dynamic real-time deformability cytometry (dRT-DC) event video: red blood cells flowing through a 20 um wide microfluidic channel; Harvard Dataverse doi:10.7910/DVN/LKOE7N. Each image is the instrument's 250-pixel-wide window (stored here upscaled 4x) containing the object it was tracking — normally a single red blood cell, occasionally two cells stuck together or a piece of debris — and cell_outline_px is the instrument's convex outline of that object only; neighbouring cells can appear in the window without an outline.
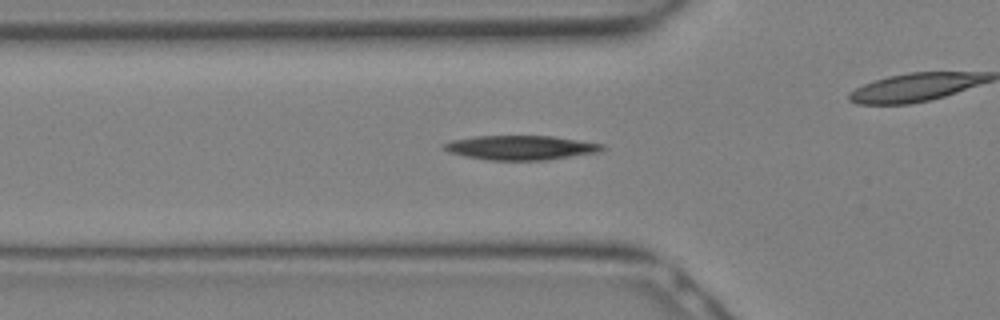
{"species": "Egyptian fruit bat (a non-hibernating species)", "species_latin": "Rousettus aegyptiacus", "temperature_condition": "warm", "stored_images_in_passage": 17, "camera_frame_rate_fps": 3000, "um_per_image_px": 0.085, "animal": {"sex": "female"}, "frame": {"image": 1, "passage_image": 10, "time_ms": 3.0, "image_size_px": [1000, 320], "cell_outline_px": [[608, 148], [596, 152], [544, 160], [488, 160], [464, 156], [448, 152], [440, 148], [440, 144], [452, 140], [476, 136], [552, 136], [604, 144]], "centroid_in_image_um": [44.19, 12.54], "position_along_channel_um": 81.6, "area_um2": 22.48}}
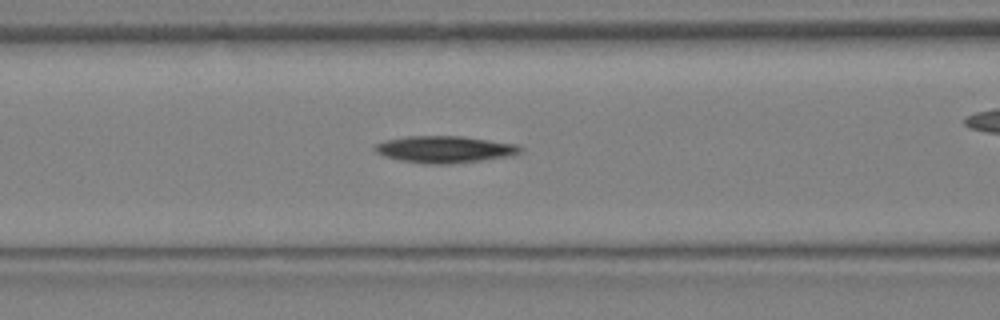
{"frame": {"image": 2, "passage_image": 12, "time_ms": 3.667, "image_size_px": [1000, 320], "cell_outline_px": [[524, 148], [520, 152], [512, 156], [484, 160], [444, 164], [428, 164], [400, 160], [384, 156], [376, 152], [372, 148], [376, 144], [384, 140], [404, 136], [460, 136], [516, 144]], "centroid_in_image_um": [37.78, 12.69], "position_along_channel_um": 128.8, "area_um2": 22.77}}